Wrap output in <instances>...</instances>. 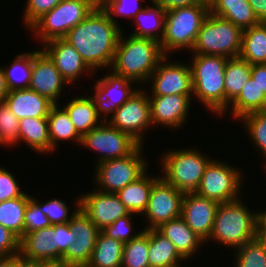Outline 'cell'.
Here are the masks:
<instances>
[{
    "label": "cell",
    "mask_w": 266,
    "mask_h": 267,
    "mask_svg": "<svg viewBox=\"0 0 266 267\" xmlns=\"http://www.w3.org/2000/svg\"><path fill=\"white\" fill-rule=\"evenodd\" d=\"M165 14L166 10L161 5L146 3V7L144 5V8L133 17L132 23L136 28L129 35L160 42L164 34Z\"/></svg>",
    "instance_id": "484cf974"
},
{
    "label": "cell",
    "mask_w": 266,
    "mask_h": 267,
    "mask_svg": "<svg viewBox=\"0 0 266 267\" xmlns=\"http://www.w3.org/2000/svg\"><path fill=\"white\" fill-rule=\"evenodd\" d=\"M55 242L57 252L63 256L68 247L75 241V234L72 232L69 223L54 224V234L51 238Z\"/></svg>",
    "instance_id": "c3c4849f"
},
{
    "label": "cell",
    "mask_w": 266,
    "mask_h": 267,
    "mask_svg": "<svg viewBox=\"0 0 266 267\" xmlns=\"http://www.w3.org/2000/svg\"><path fill=\"white\" fill-rule=\"evenodd\" d=\"M149 230L124 243L121 267H150L148 261Z\"/></svg>",
    "instance_id": "f35d334b"
},
{
    "label": "cell",
    "mask_w": 266,
    "mask_h": 267,
    "mask_svg": "<svg viewBox=\"0 0 266 267\" xmlns=\"http://www.w3.org/2000/svg\"><path fill=\"white\" fill-rule=\"evenodd\" d=\"M53 234L54 225L27 233L20 239L19 254L39 261L61 258L55 242L51 240Z\"/></svg>",
    "instance_id": "cb8c5ba5"
},
{
    "label": "cell",
    "mask_w": 266,
    "mask_h": 267,
    "mask_svg": "<svg viewBox=\"0 0 266 267\" xmlns=\"http://www.w3.org/2000/svg\"><path fill=\"white\" fill-rule=\"evenodd\" d=\"M258 237L265 243L266 245V227H257Z\"/></svg>",
    "instance_id": "94428289"
},
{
    "label": "cell",
    "mask_w": 266,
    "mask_h": 267,
    "mask_svg": "<svg viewBox=\"0 0 266 267\" xmlns=\"http://www.w3.org/2000/svg\"><path fill=\"white\" fill-rule=\"evenodd\" d=\"M184 193L167 183L161 176L153 183L145 216L144 230L157 229L163 223L181 216Z\"/></svg>",
    "instance_id": "5bb4252c"
},
{
    "label": "cell",
    "mask_w": 266,
    "mask_h": 267,
    "mask_svg": "<svg viewBox=\"0 0 266 267\" xmlns=\"http://www.w3.org/2000/svg\"><path fill=\"white\" fill-rule=\"evenodd\" d=\"M104 10H93L63 38L80 54L82 60L96 74L110 69L116 46L122 34Z\"/></svg>",
    "instance_id": "6da1fadb"
},
{
    "label": "cell",
    "mask_w": 266,
    "mask_h": 267,
    "mask_svg": "<svg viewBox=\"0 0 266 267\" xmlns=\"http://www.w3.org/2000/svg\"><path fill=\"white\" fill-rule=\"evenodd\" d=\"M62 0H27L23 12V24L29 29L45 13L51 11Z\"/></svg>",
    "instance_id": "ee69618b"
},
{
    "label": "cell",
    "mask_w": 266,
    "mask_h": 267,
    "mask_svg": "<svg viewBox=\"0 0 266 267\" xmlns=\"http://www.w3.org/2000/svg\"><path fill=\"white\" fill-rule=\"evenodd\" d=\"M157 229L175 245L176 250L186 262L197 255L195 253L200 251V246L205 244V242L190 229L181 216L163 223Z\"/></svg>",
    "instance_id": "603a6c76"
},
{
    "label": "cell",
    "mask_w": 266,
    "mask_h": 267,
    "mask_svg": "<svg viewBox=\"0 0 266 267\" xmlns=\"http://www.w3.org/2000/svg\"><path fill=\"white\" fill-rule=\"evenodd\" d=\"M40 267H72V265L65 262L62 258L40 260Z\"/></svg>",
    "instance_id": "db71d44e"
},
{
    "label": "cell",
    "mask_w": 266,
    "mask_h": 267,
    "mask_svg": "<svg viewBox=\"0 0 266 267\" xmlns=\"http://www.w3.org/2000/svg\"><path fill=\"white\" fill-rule=\"evenodd\" d=\"M147 84L150 85L149 89L152 88L149 90L148 96L193 95L189 64H184L183 61H172L169 55L159 62Z\"/></svg>",
    "instance_id": "9a60e30c"
},
{
    "label": "cell",
    "mask_w": 266,
    "mask_h": 267,
    "mask_svg": "<svg viewBox=\"0 0 266 267\" xmlns=\"http://www.w3.org/2000/svg\"><path fill=\"white\" fill-rule=\"evenodd\" d=\"M65 85L69 84L50 57L41 48L35 49L29 89L48 98L54 104H60L59 100Z\"/></svg>",
    "instance_id": "e0dca14e"
},
{
    "label": "cell",
    "mask_w": 266,
    "mask_h": 267,
    "mask_svg": "<svg viewBox=\"0 0 266 267\" xmlns=\"http://www.w3.org/2000/svg\"><path fill=\"white\" fill-rule=\"evenodd\" d=\"M251 77L266 95V63L251 65Z\"/></svg>",
    "instance_id": "816d5d0a"
},
{
    "label": "cell",
    "mask_w": 266,
    "mask_h": 267,
    "mask_svg": "<svg viewBox=\"0 0 266 267\" xmlns=\"http://www.w3.org/2000/svg\"><path fill=\"white\" fill-rule=\"evenodd\" d=\"M33 51L18 53L10 66L3 67L6 84L9 89H28L31 82Z\"/></svg>",
    "instance_id": "8d00e7d4"
},
{
    "label": "cell",
    "mask_w": 266,
    "mask_h": 267,
    "mask_svg": "<svg viewBox=\"0 0 266 267\" xmlns=\"http://www.w3.org/2000/svg\"><path fill=\"white\" fill-rule=\"evenodd\" d=\"M209 3L203 1L187 7L166 10L164 34L160 41L162 52L191 51L202 22L209 14ZM187 49V50H186Z\"/></svg>",
    "instance_id": "5b68a950"
},
{
    "label": "cell",
    "mask_w": 266,
    "mask_h": 267,
    "mask_svg": "<svg viewBox=\"0 0 266 267\" xmlns=\"http://www.w3.org/2000/svg\"><path fill=\"white\" fill-rule=\"evenodd\" d=\"M141 87L117 108L107 122L116 129L128 133L140 145H144V133L150 130L153 124L148 92Z\"/></svg>",
    "instance_id": "7c38bea8"
},
{
    "label": "cell",
    "mask_w": 266,
    "mask_h": 267,
    "mask_svg": "<svg viewBox=\"0 0 266 267\" xmlns=\"http://www.w3.org/2000/svg\"><path fill=\"white\" fill-rule=\"evenodd\" d=\"M17 267H40V261L28 259L18 254Z\"/></svg>",
    "instance_id": "9f6ffc18"
},
{
    "label": "cell",
    "mask_w": 266,
    "mask_h": 267,
    "mask_svg": "<svg viewBox=\"0 0 266 267\" xmlns=\"http://www.w3.org/2000/svg\"><path fill=\"white\" fill-rule=\"evenodd\" d=\"M192 98L193 95L180 94L149 96L153 127L160 125L171 130L181 129L188 122Z\"/></svg>",
    "instance_id": "ac0fdd59"
},
{
    "label": "cell",
    "mask_w": 266,
    "mask_h": 267,
    "mask_svg": "<svg viewBox=\"0 0 266 267\" xmlns=\"http://www.w3.org/2000/svg\"><path fill=\"white\" fill-rule=\"evenodd\" d=\"M239 57L250 65L266 63V25L263 22L243 30Z\"/></svg>",
    "instance_id": "d6a6232c"
},
{
    "label": "cell",
    "mask_w": 266,
    "mask_h": 267,
    "mask_svg": "<svg viewBox=\"0 0 266 267\" xmlns=\"http://www.w3.org/2000/svg\"><path fill=\"white\" fill-rule=\"evenodd\" d=\"M243 30L209 12L202 22L190 54L239 57Z\"/></svg>",
    "instance_id": "52a82bcc"
},
{
    "label": "cell",
    "mask_w": 266,
    "mask_h": 267,
    "mask_svg": "<svg viewBox=\"0 0 266 267\" xmlns=\"http://www.w3.org/2000/svg\"><path fill=\"white\" fill-rule=\"evenodd\" d=\"M140 144L128 133L122 132L103 121L81 137L80 146L96 151V163L126 157Z\"/></svg>",
    "instance_id": "8fae6325"
},
{
    "label": "cell",
    "mask_w": 266,
    "mask_h": 267,
    "mask_svg": "<svg viewBox=\"0 0 266 267\" xmlns=\"http://www.w3.org/2000/svg\"><path fill=\"white\" fill-rule=\"evenodd\" d=\"M133 216L137 215L130 212L128 215L120 217L116 222L105 227L102 232L113 239L127 243L131 239L136 238L144 230L140 229L138 232L134 231V227L132 226L134 224L132 223Z\"/></svg>",
    "instance_id": "7bdbcfd3"
},
{
    "label": "cell",
    "mask_w": 266,
    "mask_h": 267,
    "mask_svg": "<svg viewBox=\"0 0 266 267\" xmlns=\"http://www.w3.org/2000/svg\"><path fill=\"white\" fill-rule=\"evenodd\" d=\"M192 57L189 66L193 99L197 98L208 112L220 117L225 112L224 73L228 58L202 54H192Z\"/></svg>",
    "instance_id": "3957f363"
},
{
    "label": "cell",
    "mask_w": 266,
    "mask_h": 267,
    "mask_svg": "<svg viewBox=\"0 0 266 267\" xmlns=\"http://www.w3.org/2000/svg\"><path fill=\"white\" fill-rule=\"evenodd\" d=\"M51 226L49 218L43 214L38 204L30 197L24 217V235Z\"/></svg>",
    "instance_id": "bcb514c9"
},
{
    "label": "cell",
    "mask_w": 266,
    "mask_h": 267,
    "mask_svg": "<svg viewBox=\"0 0 266 267\" xmlns=\"http://www.w3.org/2000/svg\"><path fill=\"white\" fill-rule=\"evenodd\" d=\"M245 203L241 197L219 203L212 233L205 243L215 241L235 250L258 236L256 212Z\"/></svg>",
    "instance_id": "277c9868"
},
{
    "label": "cell",
    "mask_w": 266,
    "mask_h": 267,
    "mask_svg": "<svg viewBox=\"0 0 266 267\" xmlns=\"http://www.w3.org/2000/svg\"><path fill=\"white\" fill-rule=\"evenodd\" d=\"M107 71V74L95 80L93 92L89 94L93 95L98 116L103 121H108V117H111L117 108L121 107L140 88L136 87L138 85L136 82L117 75L110 69Z\"/></svg>",
    "instance_id": "4fadbf2b"
},
{
    "label": "cell",
    "mask_w": 266,
    "mask_h": 267,
    "mask_svg": "<svg viewBox=\"0 0 266 267\" xmlns=\"http://www.w3.org/2000/svg\"><path fill=\"white\" fill-rule=\"evenodd\" d=\"M92 191L80 194V209L100 231L130 213L116 194Z\"/></svg>",
    "instance_id": "2e32d148"
},
{
    "label": "cell",
    "mask_w": 266,
    "mask_h": 267,
    "mask_svg": "<svg viewBox=\"0 0 266 267\" xmlns=\"http://www.w3.org/2000/svg\"><path fill=\"white\" fill-rule=\"evenodd\" d=\"M219 203L194 193H184L181 217L190 229L204 242L213 230Z\"/></svg>",
    "instance_id": "ffe728a7"
},
{
    "label": "cell",
    "mask_w": 266,
    "mask_h": 267,
    "mask_svg": "<svg viewBox=\"0 0 266 267\" xmlns=\"http://www.w3.org/2000/svg\"><path fill=\"white\" fill-rule=\"evenodd\" d=\"M148 261L150 267H177L186 260L158 229H149Z\"/></svg>",
    "instance_id": "f1b7e54d"
},
{
    "label": "cell",
    "mask_w": 266,
    "mask_h": 267,
    "mask_svg": "<svg viewBox=\"0 0 266 267\" xmlns=\"http://www.w3.org/2000/svg\"><path fill=\"white\" fill-rule=\"evenodd\" d=\"M150 2L161 5L165 10H171L201 4L203 0H150Z\"/></svg>",
    "instance_id": "f907efd6"
},
{
    "label": "cell",
    "mask_w": 266,
    "mask_h": 267,
    "mask_svg": "<svg viewBox=\"0 0 266 267\" xmlns=\"http://www.w3.org/2000/svg\"><path fill=\"white\" fill-rule=\"evenodd\" d=\"M72 267H92L89 264H79V265H73Z\"/></svg>",
    "instance_id": "6125c7cd"
},
{
    "label": "cell",
    "mask_w": 266,
    "mask_h": 267,
    "mask_svg": "<svg viewBox=\"0 0 266 267\" xmlns=\"http://www.w3.org/2000/svg\"><path fill=\"white\" fill-rule=\"evenodd\" d=\"M234 251V267H266V245L258 236Z\"/></svg>",
    "instance_id": "ab89813d"
},
{
    "label": "cell",
    "mask_w": 266,
    "mask_h": 267,
    "mask_svg": "<svg viewBox=\"0 0 266 267\" xmlns=\"http://www.w3.org/2000/svg\"><path fill=\"white\" fill-rule=\"evenodd\" d=\"M251 77V65L240 57L229 58L224 73L225 111Z\"/></svg>",
    "instance_id": "836d02e7"
},
{
    "label": "cell",
    "mask_w": 266,
    "mask_h": 267,
    "mask_svg": "<svg viewBox=\"0 0 266 267\" xmlns=\"http://www.w3.org/2000/svg\"><path fill=\"white\" fill-rule=\"evenodd\" d=\"M20 253V238L11 230L0 225V257Z\"/></svg>",
    "instance_id": "681fc988"
},
{
    "label": "cell",
    "mask_w": 266,
    "mask_h": 267,
    "mask_svg": "<svg viewBox=\"0 0 266 267\" xmlns=\"http://www.w3.org/2000/svg\"><path fill=\"white\" fill-rule=\"evenodd\" d=\"M124 243L99 232L89 265L92 267H121Z\"/></svg>",
    "instance_id": "e575fe53"
},
{
    "label": "cell",
    "mask_w": 266,
    "mask_h": 267,
    "mask_svg": "<svg viewBox=\"0 0 266 267\" xmlns=\"http://www.w3.org/2000/svg\"><path fill=\"white\" fill-rule=\"evenodd\" d=\"M139 145L126 157L103 161L96 164L92 182L102 192L116 194L128 184L137 181L148 171L149 162Z\"/></svg>",
    "instance_id": "ba28073f"
},
{
    "label": "cell",
    "mask_w": 266,
    "mask_h": 267,
    "mask_svg": "<svg viewBox=\"0 0 266 267\" xmlns=\"http://www.w3.org/2000/svg\"><path fill=\"white\" fill-rule=\"evenodd\" d=\"M1 66H0V101H4L6 95L9 93V89L7 87V84H6L3 65H1Z\"/></svg>",
    "instance_id": "11a10c76"
},
{
    "label": "cell",
    "mask_w": 266,
    "mask_h": 267,
    "mask_svg": "<svg viewBox=\"0 0 266 267\" xmlns=\"http://www.w3.org/2000/svg\"><path fill=\"white\" fill-rule=\"evenodd\" d=\"M143 1L144 0H114L104 11L116 25L121 26L118 23L116 16L122 18L129 17L128 19L132 20L133 17L143 9Z\"/></svg>",
    "instance_id": "f6af8a7d"
},
{
    "label": "cell",
    "mask_w": 266,
    "mask_h": 267,
    "mask_svg": "<svg viewBox=\"0 0 266 267\" xmlns=\"http://www.w3.org/2000/svg\"><path fill=\"white\" fill-rule=\"evenodd\" d=\"M18 254L0 257V267H17Z\"/></svg>",
    "instance_id": "680465c9"
},
{
    "label": "cell",
    "mask_w": 266,
    "mask_h": 267,
    "mask_svg": "<svg viewBox=\"0 0 266 267\" xmlns=\"http://www.w3.org/2000/svg\"><path fill=\"white\" fill-rule=\"evenodd\" d=\"M31 198L38 204L43 214L49 218L51 225L68 223L80 208V197L78 196L75 198L74 207H72L75 209L71 213H69L71 209L69 205H66L67 203L60 200V198L45 199V202H41L39 199L37 200L33 195H31Z\"/></svg>",
    "instance_id": "60d3db41"
},
{
    "label": "cell",
    "mask_w": 266,
    "mask_h": 267,
    "mask_svg": "<svg viewBox=\"0 0 266 267\" xmlns=\"http://www.w3.org/2000/svg\"><path fill=\"white\" fill-rule=\"evenodd\" d=\"M2 166L0 167V203L5 200L21 197L26 193L19 186L18 180L13 176L14 173Z\"/></svg>",
    "instance_id": "7dc6e473"
},
{
    "label": "cell",
    "mask_w": 266,
    "mask_h": 267,
    "mask_svg": "<svg viewBox=\"0 0 266 267\" xmlns=\"http://www.w3.org/2000/svg\"><path fill=\"white\" fill-rule=\"evenodd\" d=\"M21 142L34 153L51 154L47 117H26L19 120V143Z\"/></svg>",
    "instance_id": "83f0119b"
},
{
    "label": "cell",
    "mask_w": 266,
    "mask_h": 267,
    "mask_svg": "<svg viewBox=\"0 0 266 267\" xmlns=\"http://www.w3.org/2000/svg\"><path fill=\"white\" fill-rule=\"evenodd\" d=\"M4 101L19 120L26 117H47L54 105L48 98L29 88L9 91Z\"/></svg>",
    "instance_id": "7402d4cb"
},
{
    "label": "cell",
    "mask_w": 266,
    "mask_h": 267,
    "mask_svg": "<svg viewBox=\"0 0 266 267\" xmlns=\"http://www.w3.org/2000/svg\"><path fill=\"white\" fill-rule=\"evenodd\" d=\"M41 46L69 86L84 74H91L92 77L96 75L82 60L78 51L64 39H54Z\"/></svg>",
    "instance_id": "44dd1931"
},
{
    "label": "cell",
    "mask_w": 266,
    "mask_h": 267,
    "mask_svg": "<svg viewBox=\"0 0 266 267\" xmlns=\"http://www.w3.org/2000/svg\"><path fill=\"white\" fill-rule=\"evenodd\" d=\"M93 10L86 0H62L28 30L42 45L54 39H63L68 31L83 21Z\"/></svg>",
    "instance_id": "9c48e42d"
},
{
    "label": "cell",
    "mask_w": 266,
    "mask_h": 267,
    "mask_svg": "<svg viewBox=\"0 0 266 267\" xmlns=\"http://www.w3.org/2000/svg\"><path fill=\"white\" fill-rule=\"evenodd\" d=\"M29 193V194H28ZM30 192L0 203V225L11 230L20 239L24 236V217Z\"/></svg>",
    "instance_id": "d590c367"
},
{
    "label": "cell",
    "mask_w": 266,
    "mask_h": 267,
    "mask_svg": "<svg viewBox=\"0 0 266 267\" xmlns=\"http://www.w3.org/2000/svg\"><path fill=\"white\" fill-rule=\"evenodd\" d=\"M0 138L7 148L19 145V119L5 101H0Z\"/></svg>",
    "instance_id": "b9f144b4"
},
{
    "label": "cell",
    "mask_w": 266,
    "mask_h": 267,
    "mask_svg": "<svg viewBox=\"0 0 266 267\" xmlns=\"http://www.w3.org/2000/svg\"><path fill=\"white\" fill-rule=\"evenodd\" d=\"M122 32L116 46L110 70L138 84L147 86L152 73L159 62L166 56L160 42L150 38H136Z\"/></svg>",
    "instance_id": "7a4b0ae2"
},
{
    "label": "cell",
    "mask_w": 266,
    "mask_h": 267,
    "mask_svg": "<svg viewBox=\"0 0 266 267\" xmlns=\"http://www.w3.org/2000/svg\"><path fill=\"white\" fill-rule=\"evenodd\" d=\"M49 138L51 141V153L56 151V147L59 148L60 141H72L74 144L80 146L81 136L76 131L74 124L67 111L60 104H54L47 116Z\"/></svg>",
    "instance_id": "1f68e13d"
},
{
    "label": "cell",
    "mask_w": 266,
    "mask_h": 267,
    "mask_svg": "<svg viewBox=\"0 0 266 267\" xmlns=\"http://www.w3.org/2000/svg\"><path fill=\"white\" fill-rule=\"evenodd\" d=\"M260 22L266 20V0H248Z\"/></svg>",
    "instance_id": "f5cc1de1"
},
{
    "label": "cell",
    "mask_w": 266,
    "mask_h": 267,
    "mask_svg": "<svg viewBox=\"0 0 266 267\" xmlns=\"http://www.w3.org/2000/svg\"><path fill=\"white\" fill-rule=\"evenodd\" d=\"M157 175L155 177L154 175L150 176L146 172L137 181L128 184L116 193L129 212L139 216L144 213L147 208L153 183L160 177V175Z\"/></svg>",
    "instance_id": "4dcf8cb0"
},
{
    "label": "cell",
    "mask_w": 266,
    "mask_h": 267,
    "mask_svg": "<svg viewBox=\"0 0 266 267\" xmlns=\"http://www.w3.org/2000/svg\"><path fill=\"white\" fill-rule=\"evenodd\" d=\"M94 10H105L114 0H86Z\"/></svg>",
    "instance_id": "6f0895ef"
},
{
    "label": "cell",
    "mask_w": 266,
    "mask_h": 267,
    "mask_svg": "<svg viewBox=\"0 0 266 267\" xmlns=\"http://www.w3.org/2000/svg\"><path fill=\"white\" fill-rule=\"evenodd\" d=\"M68 223L75 234V241L61 258L72 266L88 264L100 230L80 208Z\"/></svg>",
    "instance_id": "d6986e66"
},
{
    "label": "cell",
    "mask_w": 266,
    "mask_h": 267,
    "mask_svg": "<svg viewBox=\"0 0 266 267\" xmlns=\"http://www.w3.org/2000/svg\"><path fill=\"white\" fill-rule=\"evenodd\" d=\"M227 161L215 157L206 166L196 194L217 203L230 202L242 197L245 175Z\"/></svg>",
    "instance_id": "30bf717a"
},
{
    "label": "cell",
    "mask_w": 266,
    "mask_h": 267,
    "mask_svg": "<svg viewBox=\"0 0 266 267\" xmlns=\"http://www.w3.org/2000/svg\"><path fill=\"white\" fill-rule=\"evenodd\" d=\"M231 109V110H230ZM229 117L232 116L234 120H239L244 115L255 111L266 110V95L261 91L256 81L250 77L248 82L242 87L238 96L229 104L228 109L219 117L229 112Z\"/></svg>",
    "instance_id": "f546056e"
},
{
    "label": "cell",
    "mask_w": 266,
    "mask_h": 267,
    "mask_svg": "<svg viewBox=\"0 0 266 267\" xmlns=\"http://www.w3.org/2000/svg\"><path fill=\"white\" fill-rule=\"evenodd\" d=\"M257 227H266V208L264 211H256Z\"/></svg>",
    "instance_id": "91938a15"
},
{
    "label": "cell",
    "mask_w": 266,
    "mask_h": 267,
    "mask_svg": "<svg viewBox=\"0 0 266 267\" xmlns=\"http://www.w3.org/2000/svg\"><path fill=\"white\" fill-rule=\"evenodd\" d=\"M61 106L67 111L71 122L78 134L82 137L90 130L99 126L103 120L98 116L95 102L92 95L77 96L68 100V102Z\"/></svg>",
    "instance_id": "d4e9b609"
},
{
    "label": "cell",
    "mask_w": 266,
    "mask_h": 267,
    "mask_svg": "<svg viewBox=\"0 0 266 267\" xmlns=\"http://www.w3.org/2000/svg\"><path fill=\"white\" fill-rule=\"evenodd\" d=\"M209 10L242 30L260 23L248 0H211Z\"/></svg>",
    "instance_id": "4316f807"
},
{
    "label": "cell",
    "mask_w": 266,
    "mask_h": 267,
    "mask_svg": "<svg viewBox=\"0 0 266 267\" xmlns=\"http://www.w3.org/2000/svg\"><path fill=\"white\" fill-rule=\"evenodd\" d=\"M245 127L250 142L252 141L255 150H258L263 158V168L266 170V110L255 111L244 115L239 119ZM255 145V146H254ZM257 148V149H256Z\"/></svg>",
    "instance_id": "74e56055"
},
{
    "label": "cell",
    "mask_w": 266,
    "mask_h": 267,
    "mask_svg": "<svg viewBox=\"0 0 266 267\" xmlns=\"http://www.w3.org/2000/svg\"><path fill=\"white\" fill-rule=\"evenodd\" d=\"M206 154V155H205ZM198 148L169 149L160 155V176L183 193H194L198 189L204 170L212 160Z\"/></svg>",
    "instance_id": "8992f818"
}]
</instances>
